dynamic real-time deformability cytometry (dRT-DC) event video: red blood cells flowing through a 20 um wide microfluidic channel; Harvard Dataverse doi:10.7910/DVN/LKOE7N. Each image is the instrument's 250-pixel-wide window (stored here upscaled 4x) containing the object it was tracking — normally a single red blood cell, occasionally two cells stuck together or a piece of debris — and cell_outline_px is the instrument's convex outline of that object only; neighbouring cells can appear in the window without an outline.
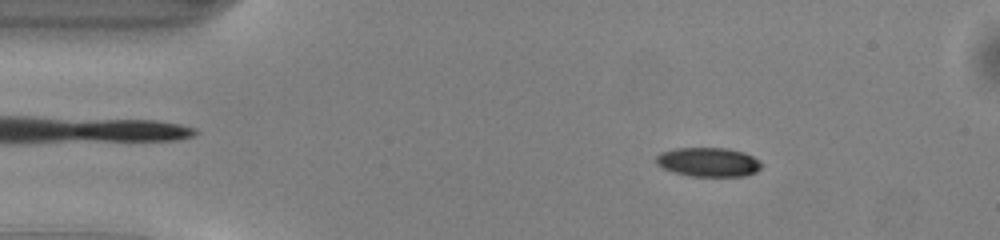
{"species": "common noctule bat (a hibernating species)", "species_latin": "Nyctalus noctula", "temperature_condition": "warm", "stored_images_in_passage": 49, "camera_frame_rate_fps": 3000, "um_per_image_px": 0.085, "animal": {"sex": "male", "body_mass_g": 13.0, "forearm_length_mm": 53.1}, "frame": {"image": 1, "passage_image": 7, "time_ms": 2.0, "image_size_px": [1000, 240], "cell_outline_px": [[764, 164], [756, 172], [744, 176], [688, 176], [664, 168], [656, 164], [656, 156], [660, 152], [676, 148], [728, 148], [744, 152], [760, 160]], "centroid_in_image_um": [60.24, 13.77], "position_along_channel_um": 24.8, "area_um2": 17.98}}
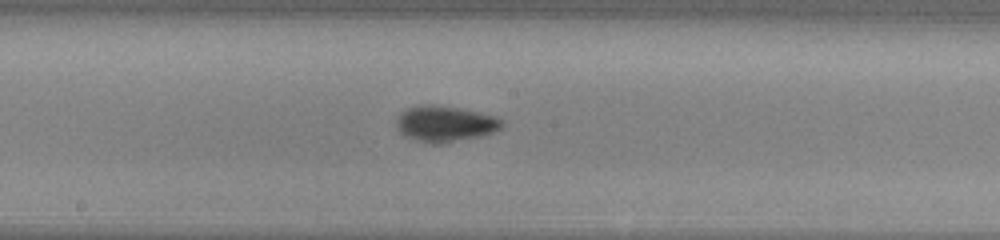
{"frame": {"image": 2, "passage_image": 25, "time_ms": 8.0, "image_size_px": [1000, 240], "cell_outline_px": [[504, 124], [500, 128], [492, 132], [480, 136], [452, 140], [416, 140], [404, 136], [396, 128], [396, 120], [400, 112], [404, 108], [416, 104], [436, 104], [480, 112], [492, 116], [500, 120]], "centroid_in_image_um": [37.75, 10.44], "position_along_channel_um": 210.5, "area_um2": 21.39}}
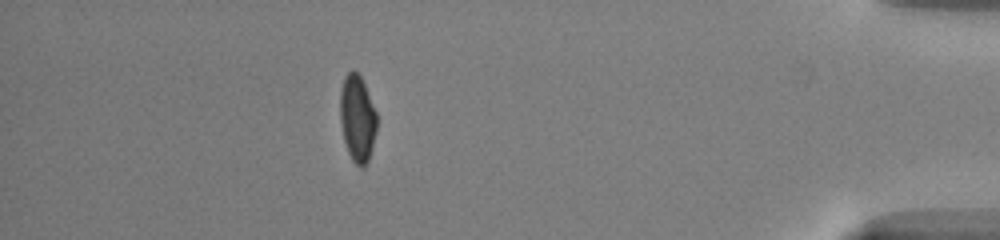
{"frame": {"image": 3, "passage_image": 43, "time_ms": 14.0, "image_size_px": [1000, 240], "cell_outline_px": [[376, 132], [372, 148], [368, 160], [364, 168], [360, 168], [352, 160], [348, 152], [344, 140], [340, 120], [340, 92], [344, 76], [352, 68], [360, 76], [364, 84], [376, 112]], "centroid_in_image_um": [30.36, 10.07], "position_along_channel_um": 404.8, "area_um2": 18.5}, "authors_computed_cell_mechanics": {"area_um2": 18.8428, "velocity_mm_per_s": 4.151, "shape_relaxation_time_tau1_ms": 3.7359, "shape_relaxation_time_tau2_ms": 3.4773, "deformation_change_tau1": 0.1435, "deformation_change_tau2": 0.0883}}